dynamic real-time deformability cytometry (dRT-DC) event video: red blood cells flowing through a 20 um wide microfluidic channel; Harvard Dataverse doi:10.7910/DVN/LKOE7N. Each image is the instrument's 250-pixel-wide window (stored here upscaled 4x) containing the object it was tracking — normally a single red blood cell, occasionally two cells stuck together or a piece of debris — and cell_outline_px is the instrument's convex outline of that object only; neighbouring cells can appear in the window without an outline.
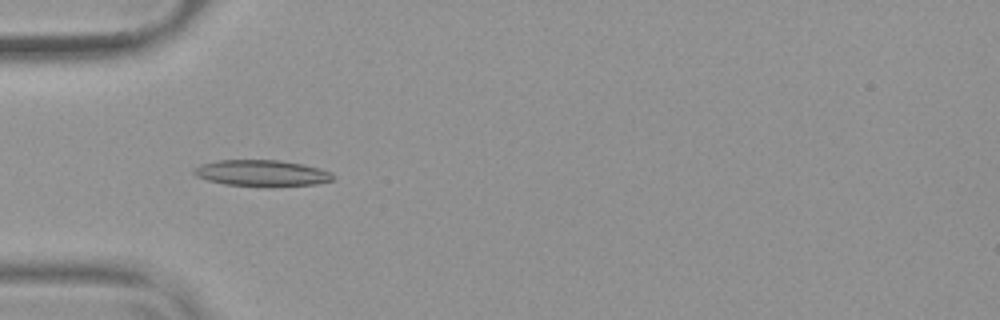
{"species": "common noctule bat (a hibernating species)", "species_latin": "Nyctalus noctula", "temperature_condition": "warm", "stored_images_in_passage": 6, "camera_frame_rate_fps": 3000, "um_per_image_px": 0.085, "animal": {"sex": "female", "body_mass_g": 19.9}, "frame": {"image": 1, "passage_image": 3, "time_ms": 0.667, "image_size_px": [1000, 320], "cell_outline_px": [[336, 176], [332, 180], [316, 184], [272, 188], [268, 188], [224, 184], [208, 180], [196, 176], [192, 172], [192, 168], [200, 164], [216, 160], [280, 160], [304, 164], [320, 168], [332, 172]], "centroid_in_image_um": [22.27, 14.73], "position_along_channel_um": 62.7, "area_um2": 22.02}}
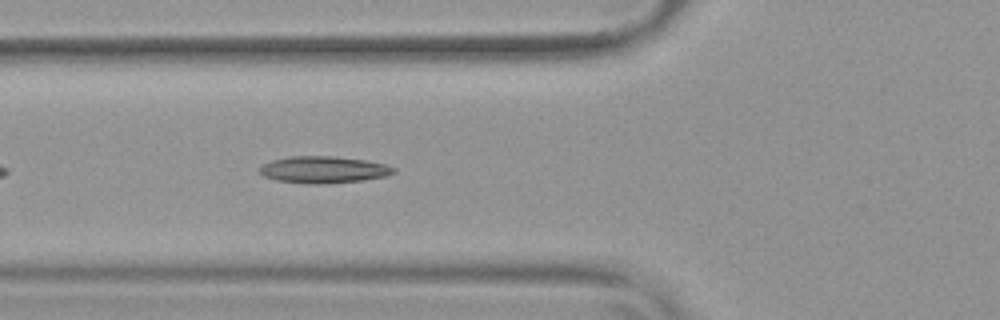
{"frame": {"image": 2, "passage_image": 6, "time_ms": 1.667, "image_size_px": [1000, 320], "cell_outline_px": [[396, 172], [388, 176], [364, 180], [324, 184], [308, 184], [276, 180], [264, 176], [260, 172], [260, 164], [272, 160], [288, 156], [332, 156], [364, 160], [388, 164], [396, 168]], "centroid_in_image_um": [27.52, 14.42], "position_along_channel_um": 98.3, "area_um2": 21.21}}